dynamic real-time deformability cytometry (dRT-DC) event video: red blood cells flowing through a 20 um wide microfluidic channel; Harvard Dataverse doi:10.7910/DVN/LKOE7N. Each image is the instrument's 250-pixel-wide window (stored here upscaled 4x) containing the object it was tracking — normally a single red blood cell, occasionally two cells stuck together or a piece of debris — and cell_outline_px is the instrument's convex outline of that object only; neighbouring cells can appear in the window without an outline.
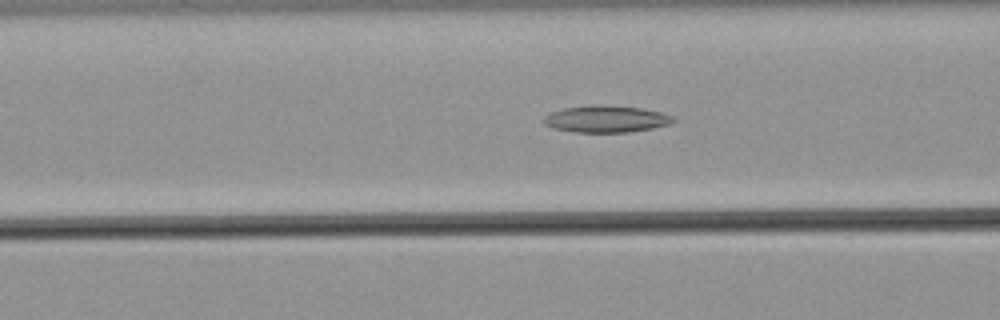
{"species": "common noctule bat (a hibernating species)", "species_latin": "Nyctalus noctula", "temperature_condition": "warm", "stored_images_in_passage": 53, "camera_frame_rate_fps": 3000, "um_per_image_px": 0.085, "animal": {"sex": "male", "body_mass_g": 21.5, "forearm_length_mm": 52.0}, "frame": {"image": 1, "passage_image": 21, "time_ms": 6.667, "image_size_px": [1000, 320], "cell_outline_px": [[676, 120], [672, 124], [652, 128], [628, 132], [576, 132], [552, 128], [544, 124], [544, 116], [552, 112], [564, 108], [592, 104], [596, 104], [644, 108], [660, 112], [672, 116]], "centroid_in_image_um": [51.53, 10.11], "position_along_channel_um": 115.1, "area_um2": 20.35}}
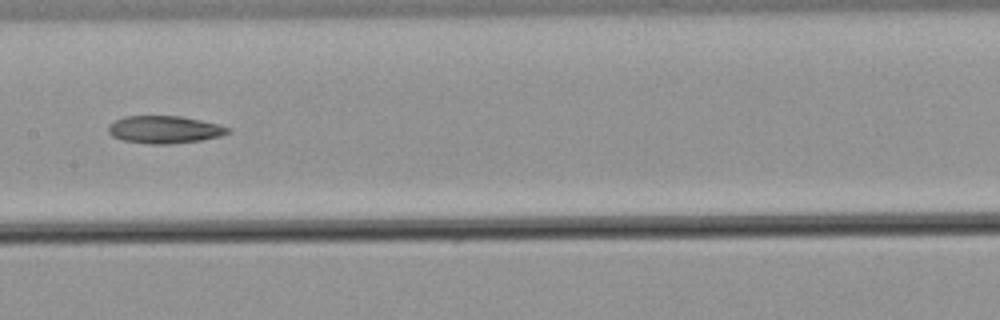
{"frame": {"image": 2, "passage_image": 27, "time_ms": 8.667, "image_size_px": [1000, 320], "cell_outline_px": [[232, 132], [220, 136], [200, 140], [172, 144], [148, 144], [124, 140], [112, 136], [108, 132], [108, 128], [116, 120], [124, 116], [180, 116], [220, 124], [228, 128]], "centroid_in_image_um": [14.0, 11.01], "position_along_channel_um": 193.4, "area_um2": 19.07}}
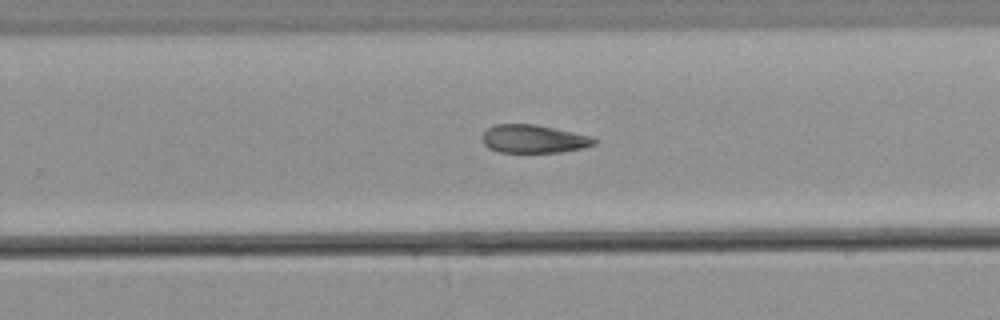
{"frame": {"image": 3, "passage_image": 34, "time_ms": 11.0, "image_size_px": [1000, 320], "cell_outline_px": [[596, 144], [584, 148], [560, 152], [500, 152], [488, 148], [484, 144], [484, 132], [488, 128], [496, 124], [536, 124], [592, 136], [596, 140]], "centroid_in_image_um": [45.4, 11.81], "position_along_channel_um": 284.4, "area_um2": 18.32}}